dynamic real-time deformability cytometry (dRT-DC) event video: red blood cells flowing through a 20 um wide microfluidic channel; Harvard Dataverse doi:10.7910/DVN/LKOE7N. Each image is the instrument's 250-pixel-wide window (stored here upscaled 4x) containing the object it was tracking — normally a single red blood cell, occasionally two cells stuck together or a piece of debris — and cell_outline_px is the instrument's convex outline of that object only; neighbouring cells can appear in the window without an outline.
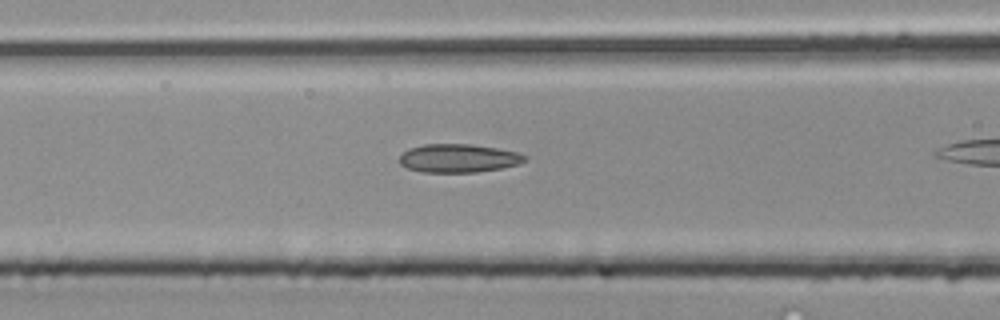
{"species": "common noctule bat (a hibernating species)", "species_latin": "Nyctalus noctula", "temperature_condition": "room temperature", "stored_images_in_passage": 26, "camera_frame_rate_fps": 3000, "um_per_image_px": 0.085, "animal": {"sex": "male", "body_mass_g": 20.4}, "frame": {"image": 1, "passage_image": 8, "time_ms": 2.333, "image_size_px": [1000, 320], "cell_outline_px": [[528, 160], [520, 164], [500, 168], [476, 172], [420, 172], [408, 168], [400, 164], [400, 156], [408, 148], [424, 144], [468, 144], [496, 148], [516, 152], [528, 156]], "centroid_in_image_um": [38.98, 13.45], "position_along_channel_um": 127.6, "area_um2": 20.75}}